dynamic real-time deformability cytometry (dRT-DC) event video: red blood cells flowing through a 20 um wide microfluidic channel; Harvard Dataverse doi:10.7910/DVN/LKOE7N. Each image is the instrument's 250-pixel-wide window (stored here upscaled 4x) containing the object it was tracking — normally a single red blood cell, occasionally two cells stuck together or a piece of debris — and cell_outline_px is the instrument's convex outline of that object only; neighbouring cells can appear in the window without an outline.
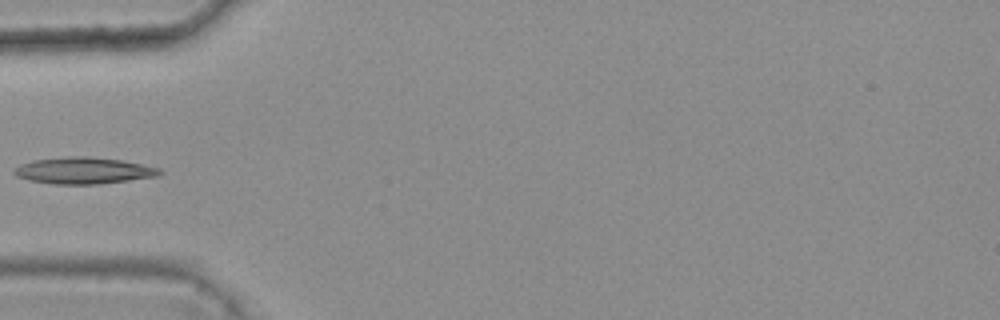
{"species": "common noctule bat (a hibernating species)", "species_latin": "Nyctalus noctula", "temperature_condition": "warm", "stored_images_in_passage": 3, "camera_frame_rate_fps": 3000, "um_per_image_px": 0.085, "animal": {"sex": "female", "body_mass_g": 25.1}, "frame": {"image": 1, "passage_image": 3, "time_ms": 0.667, "image_size_px": [1000, 320], "cell_outline_px": [[164, 172], [156, 176], [100, 184], [52, 184], [28, 180], [16, 176], [12, 172], [12, 168], [20, 164], [32, 160], [64, 156], [88, 156], [120, 160], [160, 168]], "centroid_in_image_um": [7.03, 14.49], "position_along_channel_um": 78.0, "area_um2": 22.66}}